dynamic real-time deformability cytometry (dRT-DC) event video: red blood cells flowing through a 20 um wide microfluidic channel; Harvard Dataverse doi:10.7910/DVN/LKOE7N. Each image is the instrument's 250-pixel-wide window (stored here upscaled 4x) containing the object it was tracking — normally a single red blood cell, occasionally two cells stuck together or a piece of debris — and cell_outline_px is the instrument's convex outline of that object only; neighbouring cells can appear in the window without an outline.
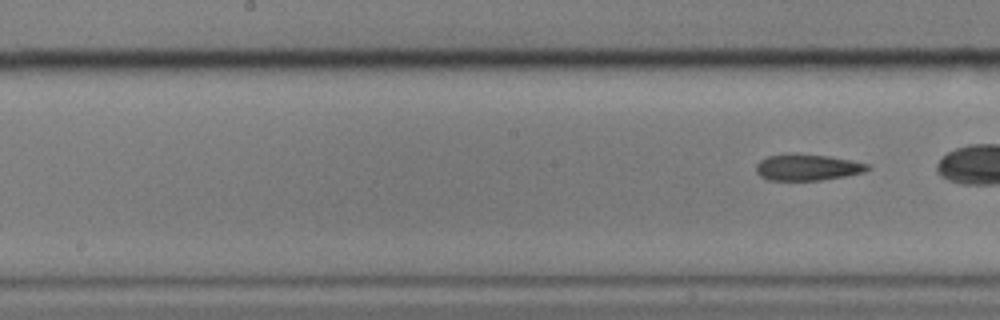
{"species": "common noctule bat (a hibernating species)", "species_latin": "Nyctalus noctula", "temperature_condition": "cold", "stored_images_in_passage": 32, "segment_of_instrument_passage": [2, 2], "camera_frame_rate_fps": 3000, "um_per_image_px": 0.085, "animal": {"sex": "male", "body_mass_g": 17.9}, "frame": {"image": 1, "passage_image": 32, "time_ms": 10.333, "image_size_px": [1000, 320], "cell_outline_px": [[872, 168], [864, 172], [848, 176], [820, 180], [768, 180], [760, 176], [756, 172], [756, 164], [760, 160], [768, 156], [828, 156], [852, 160], [868, 164]], "centroid_in_image_um": [68.68, 14.27], "position_along_channel_um": 179.5, "area_um2": 16.53}}